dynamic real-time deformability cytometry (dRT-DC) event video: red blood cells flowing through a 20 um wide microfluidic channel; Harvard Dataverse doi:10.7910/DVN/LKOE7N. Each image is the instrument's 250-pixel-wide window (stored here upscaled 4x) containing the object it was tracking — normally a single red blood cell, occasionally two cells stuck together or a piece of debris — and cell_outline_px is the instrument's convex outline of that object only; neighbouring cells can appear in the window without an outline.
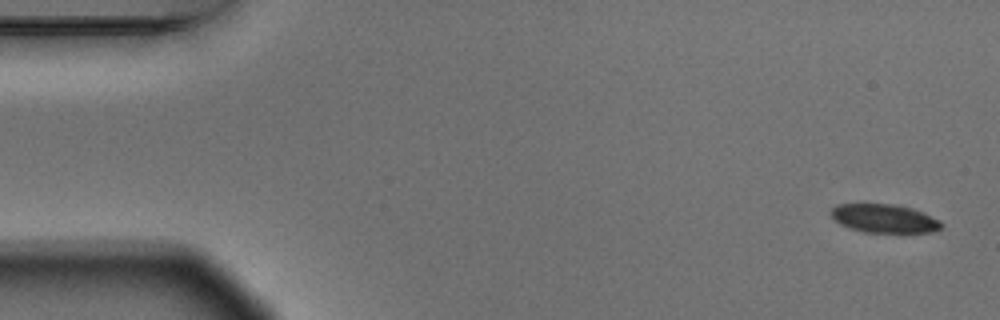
{"species": "Egyptian fruit bat (a non-hibernating species)", "species_latin": "Rousettus aegyptiacus", "temperature_condition": "warm", "stored_images_in_passage": 4, "camera_frame_rate_fps": 3000, "um_per_image_px": 0.085, "animal": {"sex": "male"}, "frame": {"image": 1, "passage_image": 1, "time_ms": 0.0, "image_size_px": [1000, 320], "cell_outline_px": [[944, 228], [932, 232], [864, 232], [848, 228], [840, 224], [828, 212], [836, 204], [892, 204], [908, 208], [920, 212], [940, 220], [944, 224]], "centroid_in_image_um": [75.14, 18.58], "position_along_channel_um": 9.9, "area_um2": 18.26}}
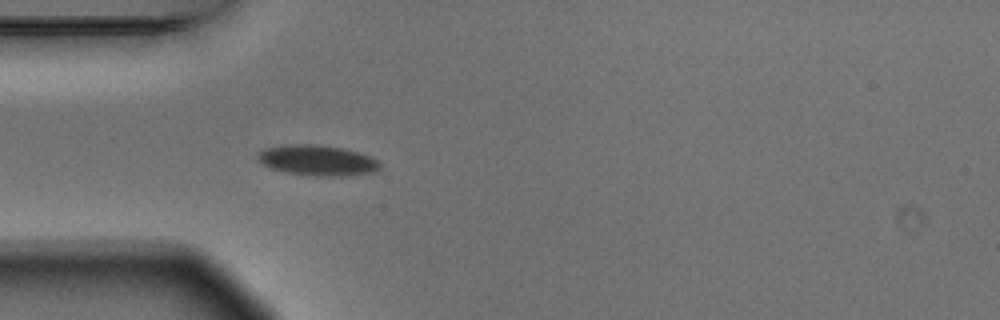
{"frame": {"image": 2, "passage_image": 4, "time_ms": 1.0, "image_size_px": [1000, 320], "cell_outline_px": [[380, 168], [376, 172], [348, 176], [316, 176], [288, 172], [272, 168], [256, 160], [256, 156], [264, 148], [288, 144], [312, 144], [340, 148], [372, 156], [380, 164]], "centroid_in_image_um": [26.99, 13.63], "position_along_channel_um": 58.0, "area_um2": 21.62}}